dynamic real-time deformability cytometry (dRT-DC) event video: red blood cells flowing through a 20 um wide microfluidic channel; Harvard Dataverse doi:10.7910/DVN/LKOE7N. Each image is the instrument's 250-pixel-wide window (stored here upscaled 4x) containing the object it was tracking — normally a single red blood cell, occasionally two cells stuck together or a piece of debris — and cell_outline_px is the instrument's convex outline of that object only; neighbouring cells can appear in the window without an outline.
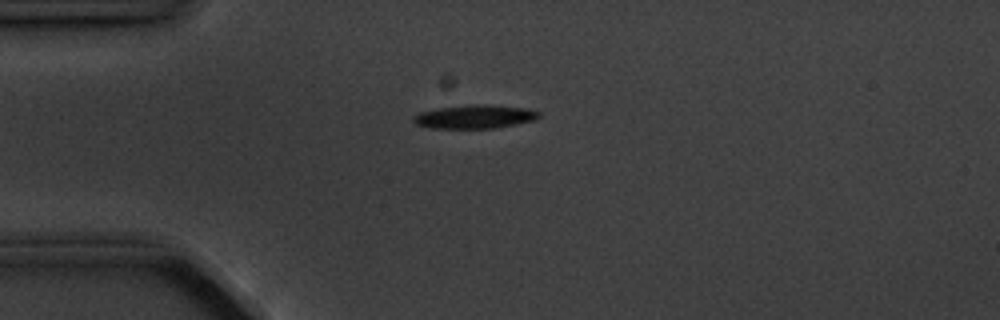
{"species": "common noctule bat (a hibernating species)", "species_latin": "Nyctalus noctula", "temperature_condition": "cold", "stored_images_in_passage": 6, "camera_frame_rate_fps": 3000, "um_per_image_px": 0.085, "animal": {"sex": "male", "body_mass_g": 20.1, "forearm_length_mm": 53.5}, "frame": {"image": 1, "passage_image": 2, "time_ms": 1.0, "image_size_px": [1000, 320], "cell_outline_px": [[540, 116], [536, 120], [516, 124], [492, 128], [432, 128], [416, 124], [412, 120], [412, 116], [420, 112], [440, 108], [484, 104], [528, 108], [540, 112]], "centroid_in_image_um": [40.39, 9.92], "position_along_channel_um": 44.6, "area_um2": 17.05}}
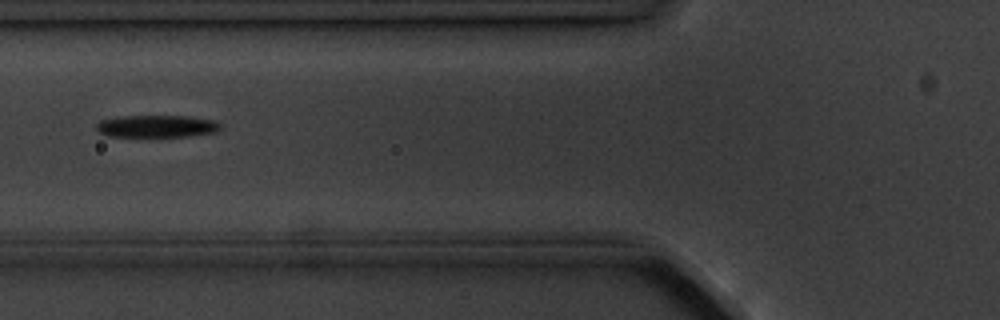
{"frame": {"image": 2, "passage_image": 4, "time_ms": 3.333, "image_size_px": [1000, 320], "cell_outline_px": [[224, 124], [216, 132], [192, 136], [148, 140], [108, 136], [100, 132], [96, 128], [96, 124], [100, 120], [120, 116], [188, 116], [216, 120]], "centroid_in_image_um": [13.34, 10.79], "position_along_channel_um": 112.5, "area_um2": 17.4}}
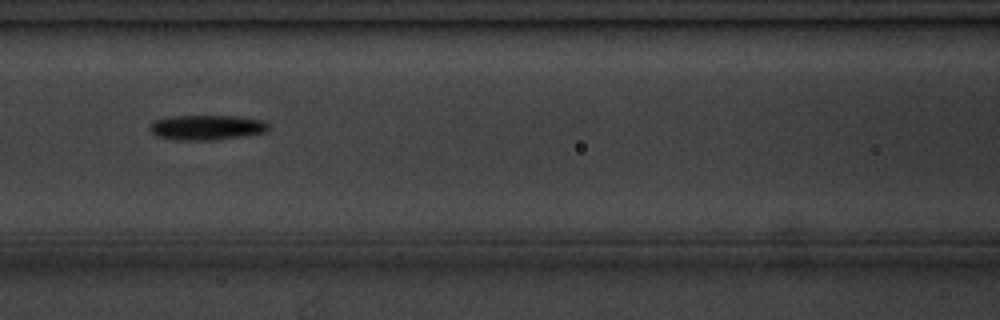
{"frame": {"image": 3, "passage_image": 5, "time_ms": 4.333, "image_size_px": [1000, 320], "cell_outline_px": [[268, 128], [264, 132], [244, 136], [216, 140], [172, 140], [156, 136], [148, 128], [156, 120], [168, 116], [236, 116], [264, 120], [268, 124]], "centroid_in_image_um": [17.55, 10.84], "position_along_channel_um": 149.0, "area_um2": 17.34}}